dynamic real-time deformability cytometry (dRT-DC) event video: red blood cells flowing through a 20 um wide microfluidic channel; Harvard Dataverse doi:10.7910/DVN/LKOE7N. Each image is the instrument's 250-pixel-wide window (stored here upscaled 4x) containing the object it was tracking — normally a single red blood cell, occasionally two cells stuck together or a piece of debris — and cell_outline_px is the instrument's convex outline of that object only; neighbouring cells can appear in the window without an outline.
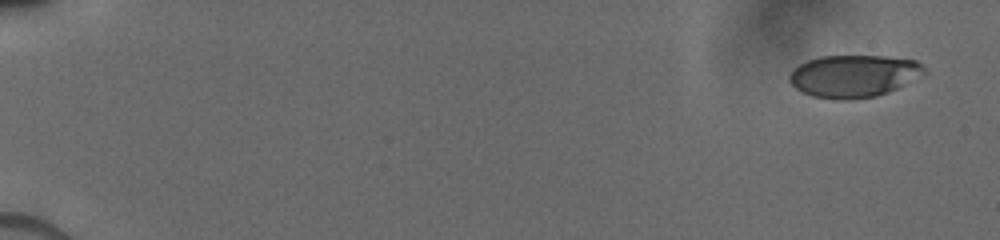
{"species": "human", "species_latin": "Homo sapiens", "temperature_condition": "cold", "stored_images_in_passage": 12, "camera_frame_rate_fps": 3000, "um_per_image_px": 0.085, "donor": {"sex": "male"}, "frame": {"image": 1, "passage_image": 1, "time_ms": 0.0, "image_size_px": [1000, 240], "cell_outline_px": [[928, 72], [888, 92], [876, 96], [852, 100], [836, 100], [812, 96], [796, 88], [788, 80], [788, 76], [800, 64], [808, 60], [820, 56], [884, 56], [916, 60]], "centroid_in_image_um": [72.56, 6.46], "position_along_channel_um": 12.4, "area_um2": 33.18}}
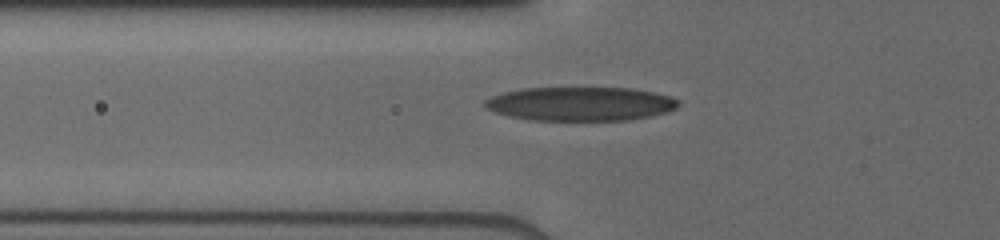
{"frame": {"image": 2, "passage_image": 9, "time_ms": 6.0, "image_size_px": [1000, 240], "cell_outline_px": [[680, 104], [676, 108], [652, 116], [628, 120], [528, 120], [508, 116], [492, 112], [484, 104], [484, 100], [492, 96], [504, 92], [524, 88], [632, 88], [652, 92], [668, 96], [680, 100]], "centroid_in_image_um": [49.32, 8.83], "position_along_channel_um": 76.5, "area_um2": 38.26}}
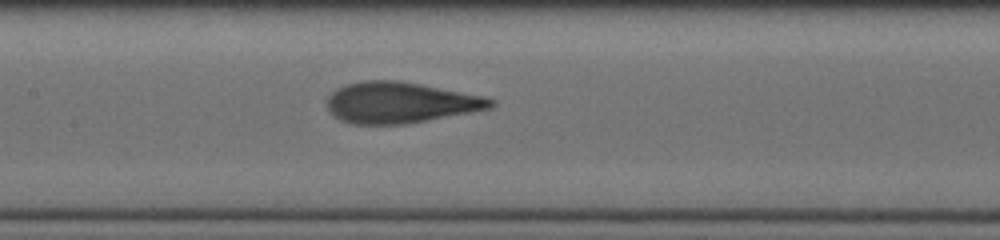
{"frame": {"image": 3, "passage_image": 12, "time_ms": 8.333, "image_size_px": [1000, 240], "cell_outline_px": [[496, 104], [488, 108], [468, 112], [404, 124], [352, 124], [340, 120], [328, 108], [328, 96], [336, 88], [348, 84], [364, 80], [396, 80], [420, 84], [484, 96], [496, 100]], "centroid_in_image_um": [34.0, 8.71], "position_along_channel_um": 173.4, "area_um2": 38.55}}